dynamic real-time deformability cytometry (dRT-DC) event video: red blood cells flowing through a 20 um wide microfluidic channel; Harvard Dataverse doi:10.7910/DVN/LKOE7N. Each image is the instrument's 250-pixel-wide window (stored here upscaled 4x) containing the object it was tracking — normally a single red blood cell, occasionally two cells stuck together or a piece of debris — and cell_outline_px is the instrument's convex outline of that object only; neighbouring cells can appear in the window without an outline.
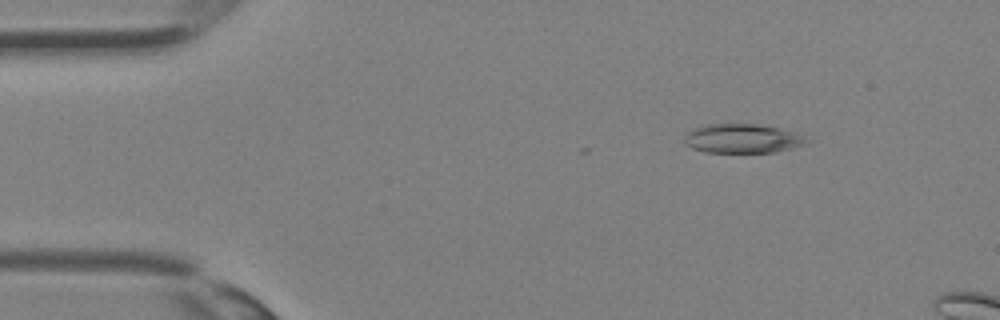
{"species": "Egyptian fruit bat (a non-hibernating species)", "species_latin": "Rousettus aegyptiacus", "temperature_condition": "room temperature", "stored_images_in_passage": 5, "camera_frame_rate_fps": 3000, "um_per_image_px": 0.085, "animal": {"sex": "female"}, "frame": {"image": 1, "passage_image": 1, "time_ms": 0.0, "image_size_px": [1000, 320], "cell_outline_px": [[808, 144], [776, 152], [704, 152], [692, 148], [684, 144], [684, 136], [692, 128], [704, 124], [760, 124], [780, 128], [796, 132], [808, 140]], "centroid_in_image_um": [63.09, 11.77], "position_along_channel_um": 21.9, "area_um2": 20.98}}